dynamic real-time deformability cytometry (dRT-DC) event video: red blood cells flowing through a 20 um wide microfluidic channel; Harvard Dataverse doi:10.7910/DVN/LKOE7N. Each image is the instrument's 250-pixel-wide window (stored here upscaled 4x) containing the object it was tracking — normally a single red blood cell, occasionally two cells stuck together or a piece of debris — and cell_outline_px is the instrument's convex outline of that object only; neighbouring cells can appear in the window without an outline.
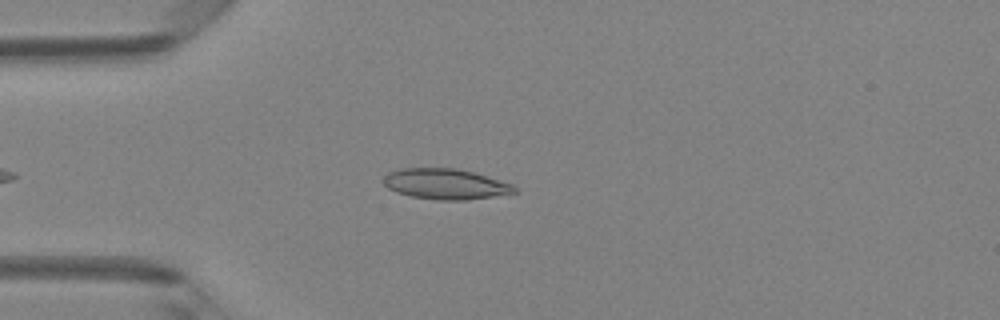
{"species": "Egyptian fruit bat (a non-hibernating species)", "species_latin": "Rousettus aegyptiacus", "temperature_condition": "room temperature", "stored_images_in_passage": 36, "camera_frame_rate_fps": 3000, "um_per_image_px": 0.085, "animal": {"sex": "female"}, "frame": {"image": 1, "passage_image": 4, "time_ms": 1.0, "image_size_px": [1000, 320], "cell_outline_px": [[516, 192], [492, 196], [464, 200], [436, 200], [412, 196], [396, 192], [388, 188], [384, 184], [384, 176], [388, 172], [400, 168], [456, 168], [472, 172], [512, 184], [516, 188]], "centroid_in_image_um": [37.82, 15.63], "position_along_channel_um": 47.2, "area_um2": 23.06}}
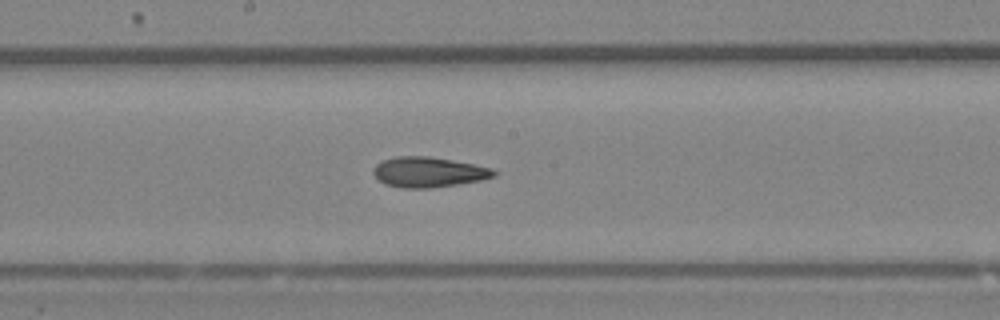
{"frame": {"image": 2, "passage_image": 17, "time_ms": 5.333, "image_size_px": [1000, 320], "cell_outline_px": [[496, 176], [480, 180], [456, 184], [428, 188], [400, 188], [384, 184], [372, 172], [372, 168], [376, 164], [384, 160], [396, 156], [428, 156], [452, 160], [492, 168], [496, 172]], "centroid_in_image_um": [36.39, 14.63], "position_along_channel_um": 211.8, "area_um2": 21.1}}
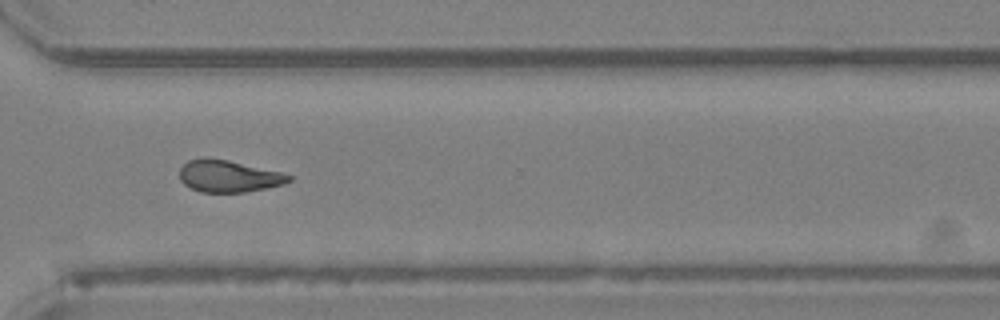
{"frame": {"image": 3, "passage_image": 27, "time_ms": 8.667, "image_size_px": [1000, 320], "cell_outline_px": [[292, 180], [284, 184], [244, 192], [200, 192], [184, 184], [180, 180], [180, 168], [188, 160], [204, 156], [228, 160], [280, 172], [292, 176]], "centroid_in_image_um": [19.39, 14.96], "position_along_channel_um": 351.2, "area_um2": 20.29}, "authors_computed_cell_mechanics": {"area_um2": 20.8369, "velocity_mm_per_s": 4.1715, "shape_relaxation_time_tau1_ms": null, "shape_relaxation_time_tau2_ms": 3.1222, "deformation_change_tau1": null, "deformation_change_tau2": 0.1117}}